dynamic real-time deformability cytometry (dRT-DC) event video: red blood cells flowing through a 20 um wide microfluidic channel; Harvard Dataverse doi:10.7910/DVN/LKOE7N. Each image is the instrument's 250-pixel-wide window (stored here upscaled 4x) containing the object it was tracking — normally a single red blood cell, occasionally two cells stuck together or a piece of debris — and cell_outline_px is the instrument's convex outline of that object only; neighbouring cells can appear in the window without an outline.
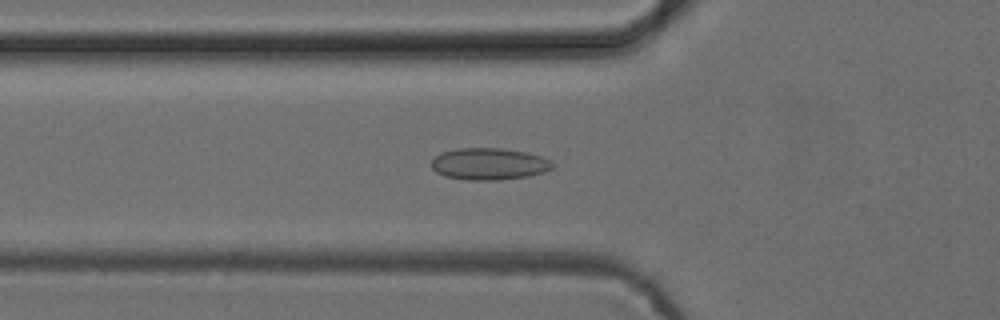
{"species": "common noctule bat (a hibernating species)", "species_latin": "Nyctalus noctula", "temperature_condition": "cold", "stored_images_in_passage": 51, "camera_frame_rate_fps": 3000, "um_per_image_px": 0.085, "animal": {"sex": "female", "body_mass_g": 24.6, "forearm_length_mm": 56.2}, "frame": {"image": 1, "passage_image": 17, "time_ms": 5.333, "image_size_px": [1000, 320], "cell_outline_px": [[552, 168], [544, 172], [528, 176], [500, 180], [468, 180], [444, 176], [436, 172], [432, 168], [432, 160], [440, 152], [456, 148], [500, 148], [528, 152], [552, 160]], "centroid_in_image_um": [41.56, 13.93], "position_along_channel_um": 84.2, "area_um2": 22.6}}
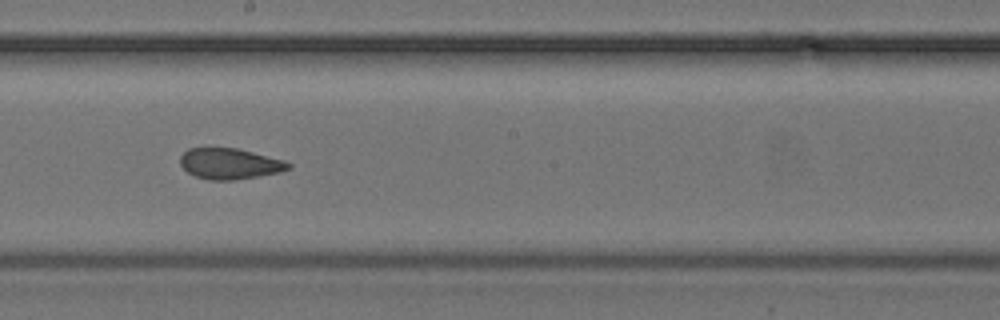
{"frame": {"image": 2, "passage_image": 28, "time_ms": 9.0, "image_size_px": [1000, 320], "cell_outline_px": [[292, 168], [280, 172], [232, 180], [208, 180], [196, 176], [188, 172], [180, 164], [180, 156], [188, 148], [236, 148], [284, 160], [292, 164]], "centroid_in_image_um": [19.53, 13.91], "position_along_channel_um": 228.7, "area_um2": 19.31}}
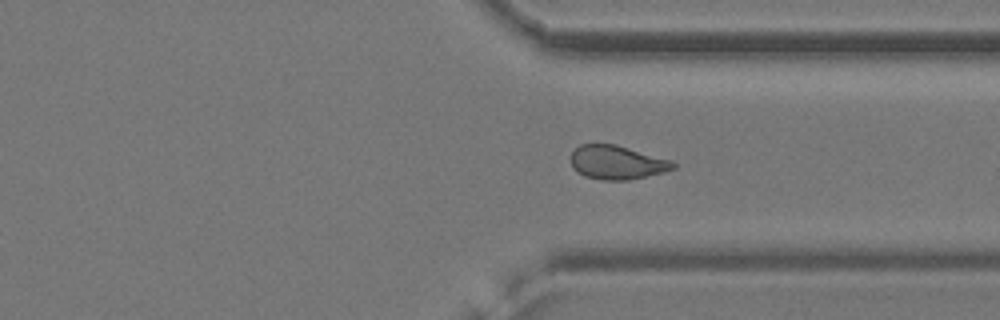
{"frame": {"image": 3, "passage_image": 38, "time_ms": 12.333, "image_size_px": [1000, 320], "cell_outline_px": [[676, 168], [664, 172], [628, 180], [600, 180], [584, 176], [576, 172], [572, 168], [572, 152], [580, 144], [616, 144], [672, 160], [676, 164]], "centroid_in_image_um": [52.45, 13.81], "position_along_channel_um": 359.0, "area_um2": 20.29}, "authors_computed_cell_mechanics": {"area_um2": 20.9236, "velocity_mm_per_s": 3.9091, "shape_relaxation_time_tau1_ms": null, "shape_relaxation_time_tau2_ms": 1.7807, "deformation_change_tau1": null, "deformation_change_tau2": 0.0624}}